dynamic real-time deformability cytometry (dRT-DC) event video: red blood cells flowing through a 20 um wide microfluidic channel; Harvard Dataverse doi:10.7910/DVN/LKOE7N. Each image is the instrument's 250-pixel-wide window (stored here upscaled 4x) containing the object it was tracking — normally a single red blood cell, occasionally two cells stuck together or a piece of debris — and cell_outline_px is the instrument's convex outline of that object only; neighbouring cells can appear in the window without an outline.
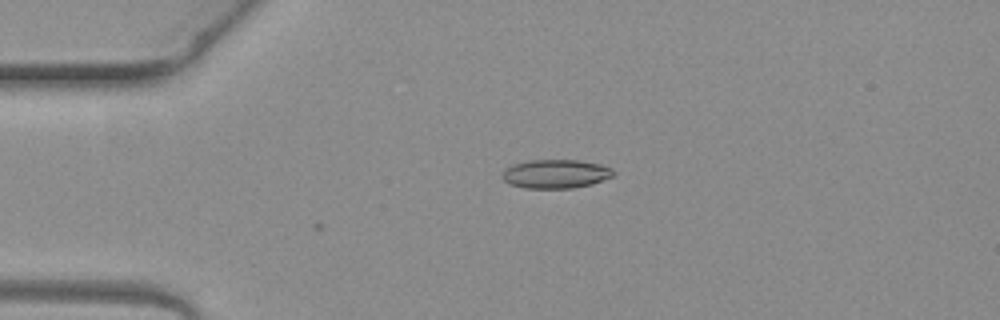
{"species": "common noctule bat (a hibernating species)", "species_latin": "Nyctalus noctula", "temperature_condition": "warm", "stored_images_in_passage": 6, "camera_frame_rate_fps": 3000, "um_per_image_px": 0.085, "animal": {"sex": "female", "body_mass_g": 19.3, "forearm_length_mm": 54.1}, "frame": {"image": 1, "passage_image": 3, "time_ms": 0.667, "image_size_px": [1000, 320], "cell_outline_px": [[616, 172], [612, 176], [592, 184], [572, 188], [524, 188], [512, 184], [504, 180], [500, 176], [504, 168], [512, 164], [528, 160], [576, 160], [600, 164], [612, 168]], "centroid_in_image_um": [47.21, 14.77], "position_along_channel_um": 37.8, "area_um2": 18.73}}
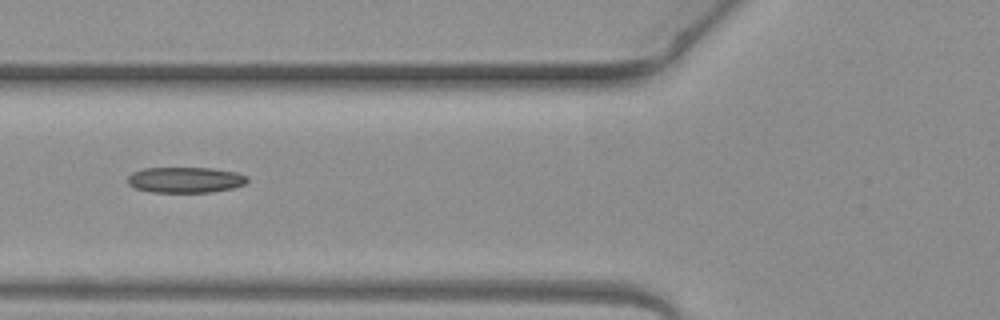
{"frame": {"image": 2, "passage_image": 5, "time_ms": 1.333, "image_size_px": [1000, 320], "cell_outline_px": [[248, 180], [244, 184], [232, 188], [212, 192], [152, 192], [136, 188], [128, 184], [128, 176], [132, 172], [144, 168], [212, 168], [236, 172], [248, 176]], "centroid_in_image_um": [15.76, 15.28], "position_along_channel_um": 110.0, "area_um2": 17.92}}
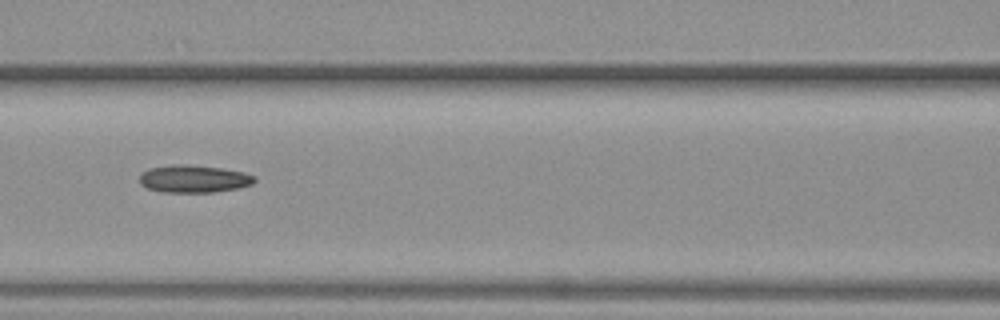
{"frame": {"image": 3, "passage_image": 6, "time_ms": 1.667, "image_size_px": [1000, 320], "cell_outline_px": [[256, 180], [252, 184], [236, 188], [212, 192], [160, 192], [148, 188], [140, 184], [140, 172], [148, 168], [172, 164], [184, 164], [220, 168], [244, 172], [256, 176]], "centroid_in_image_um": [16.43, 15.19], "position_along_channel_um": 150.2, "area_um2": 18.5}}